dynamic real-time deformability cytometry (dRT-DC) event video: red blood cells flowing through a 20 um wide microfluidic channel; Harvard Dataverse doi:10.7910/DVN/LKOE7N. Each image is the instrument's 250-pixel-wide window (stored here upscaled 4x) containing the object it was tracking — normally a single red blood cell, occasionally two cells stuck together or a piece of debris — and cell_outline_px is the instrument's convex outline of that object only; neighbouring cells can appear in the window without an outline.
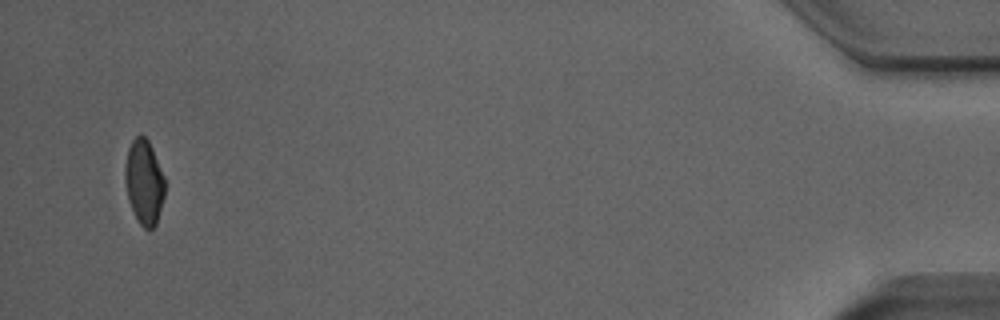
{"species": "Egyptian fruit bat (a non-hibernating species)", "species_latin": "Rousettus aegyptiacus", "temperature_condition": "room temperature", "stored_images_in_passage": 45, "camera_frame_rate_fps": 3000, "um_per_image_px": 0.085, "animal": {"sex": "male"}, "frame": {"image": 1, "passage_image": 43, "time_ms": 14.0, "image_size_px": [1000, 320], "cell_outline_px": [[164, 196], [156, 224], [148, 232], [140, 224], [128, 200], [124, 180], [124, 164], [128, 148], [132, 140], [140, 132], [148, 140], [152, 148], [164, 176]], "centroid_in_image_um": [12.23, 15.45], "position_along_channel_um": 423.0, "area_um2": 19.77}}